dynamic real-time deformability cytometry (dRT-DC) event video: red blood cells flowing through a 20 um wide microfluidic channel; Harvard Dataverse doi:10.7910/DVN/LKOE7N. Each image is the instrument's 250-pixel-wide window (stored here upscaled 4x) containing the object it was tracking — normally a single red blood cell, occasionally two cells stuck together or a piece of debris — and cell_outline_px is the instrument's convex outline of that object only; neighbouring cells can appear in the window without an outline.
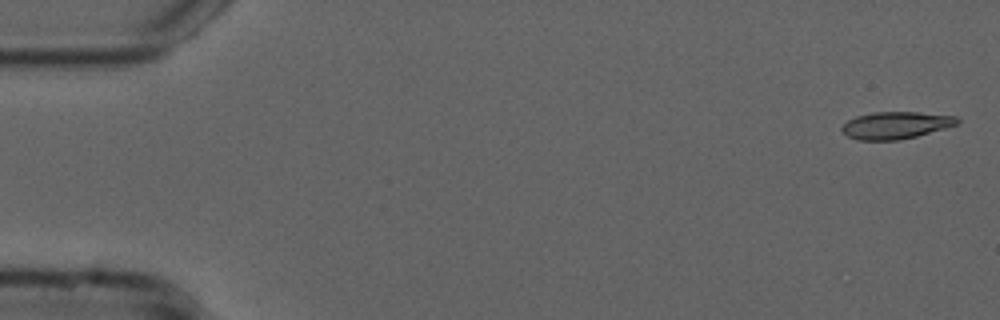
{"species": "common noctule bat (a hibernating species)", "species_latin": "Nyctalus noctula", "temperature_condition": "cold", "stored_images_in_passage": 19, "camera_frame_rate_fps": 3000, "um_per_image_px": 0.085, "animal": {"sex": "male", "forearm_length_mm": 52.5}, "frame": {"image": 1, "passage_image": 1, "time_ms": 0.0, "image_size_px": [1000, 320], "cell_outline_px": [[960, 124], [916, 136], [900, 140], [856, 140], [848, 136], [840, 128], [848, 120], [856, 116], [872, 112], [920, 112], [956, 116], [960, 120]], "centroid_in_image_um": [76.16, 10.64], "position_along_channel_um": 8.8, "area_um2": 18.32}}
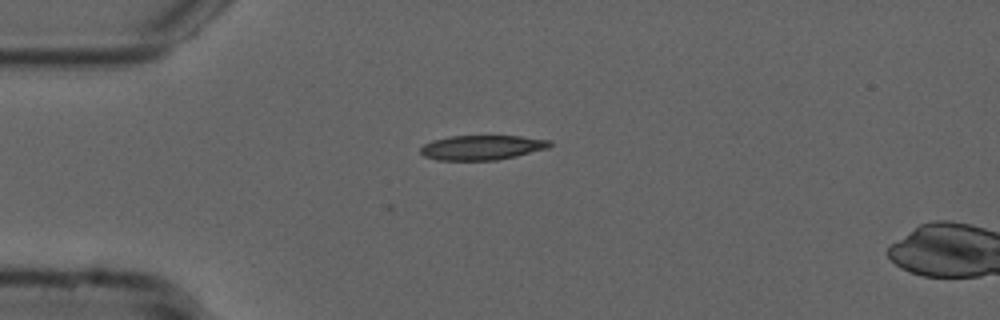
{"frame": {"image": 2, "passage_image": 13, "time_ms": 4.0, "image_size_px": [1000, 320], "cell_outline_px": [[552, 144], [548, 148], [516, 156], [496, 160], [436, 160], [424, 156], [420, 152], [420, 148], [424, 144], [432, 140], [448, 136], [520, 136], [552, 140]], "centroid_in_image_um": [40.96, 12.53], "position_along_channel_um": 44.0, "area_um2": 18.67}}
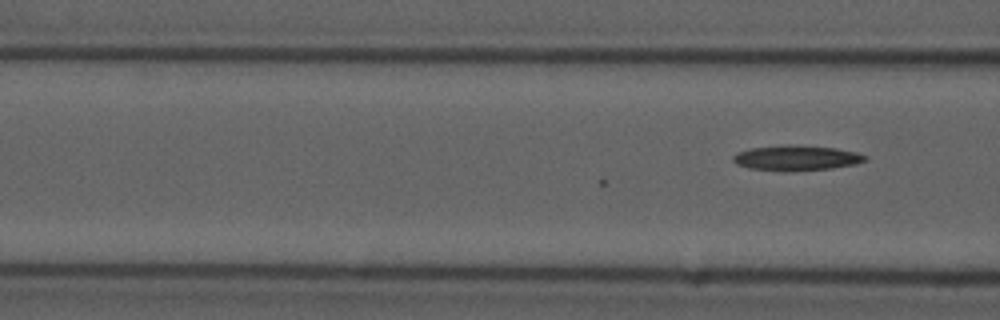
{"frame": {"image": 3, "passage_image": 19, "time_ms": 6.0, "image_size_px": [1000, 320], "cell_outline_px": [[868, 160], [856, 164], [832, 168], [748, 168], [736, 164], [732, 160], [732, 156], [736, 152], [748, 148], [784, 144], [788, 144], [836, 148], [856, 152], [868, 156]], "centroid_in_image_um": [67.7, 13.36], "position_along_channel_um": 98.9, "area_um2": 18.61}}